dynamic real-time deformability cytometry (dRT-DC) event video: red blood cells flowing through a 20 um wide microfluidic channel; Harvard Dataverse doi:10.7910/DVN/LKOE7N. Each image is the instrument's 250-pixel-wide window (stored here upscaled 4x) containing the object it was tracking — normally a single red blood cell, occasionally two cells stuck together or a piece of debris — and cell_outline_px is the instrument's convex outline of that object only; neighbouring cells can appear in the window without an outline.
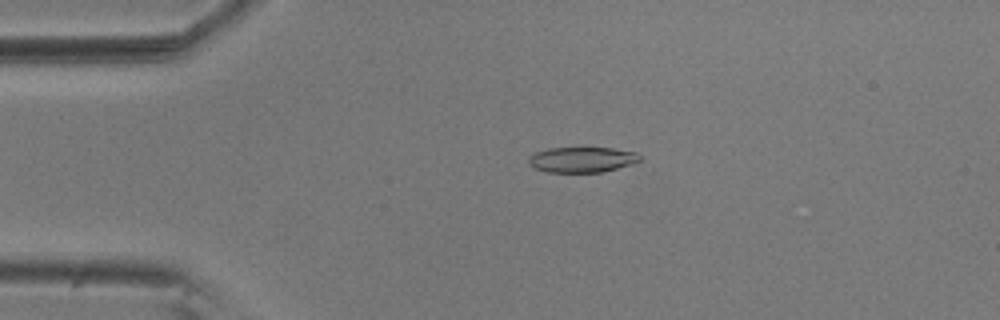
{"species": "common noctule bat (a hibernating species)", "species_latin": "Nyctalus noctula", "temperature_condition": "room temperature", "stored_images_in_passage": 55, "camera_frame_rate_fps": 3000, "um_per_image_px": 0.085, "animal": {"sex": "male", "body_mass_g": 20.5, "forearm_length_mm": 52.5}, "frame": {"image": 1, "passage_image": 12, "time_ms": 3.667, "image_size_px": [1000, 320], "cell_outline_px": [[640, 160], [632, 164], [600, 172], [548, 172], [536, 168], [528, 164], [528, 156], [536, 152], [548, 148], [612, 148], [636, 152], [640, 156]], "centroid_in_image_um": [49.44, 13.56], "position_along_channel_um": 35.6, "area_um2": 16.36}}
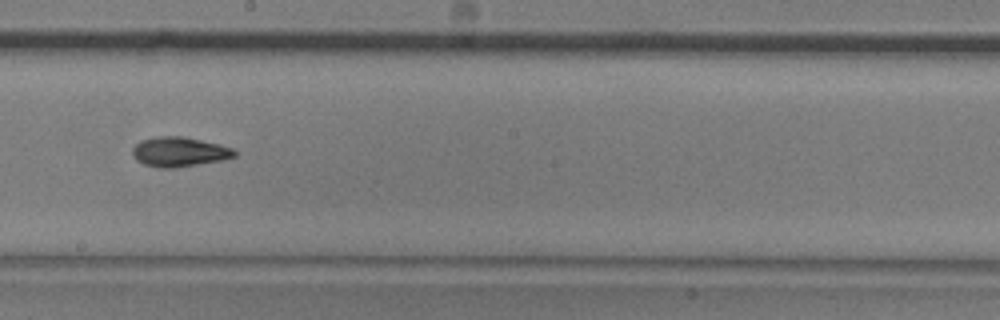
{"frame": {"image": 2, "passage_image": 31, "time_ms": 10.0, "image_size_px": [1000, 320], "cell_outline_px": [[236, 156], [224, 160], [176, 168], [160, 168], [144, 164], [136, 160], [132, 156], [132, 148], [140, 140], [156, 136], [184, 136], [220, 144], [232, 148], [236, 152]], "centroid_in_image_um": [15.23, 12.9], "position_along_channel_um": 233.0, "area_um2": 17.92}}
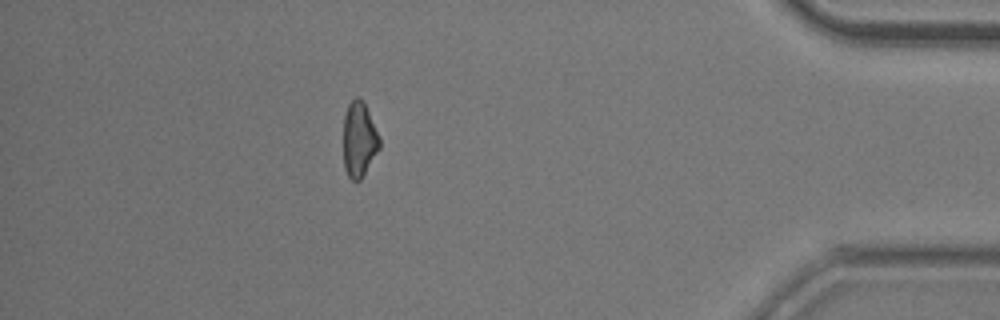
{"frame": {"image": 3, "passage_image": 49, "time_ms": 16.0, "image_size_px": [1000, 320], "cell_outline_px": [[380, 148], [360, 180], [352, 180], [348, 176], [344, 168], [344, 116], [348, 104], [356, 96], [364, 100], [380, 136]], "centroid_in_image_um": [30.54, 11.82], "position_along_channel_um": 404.7, "area_um2": 15.95}, "authors_computed_cell_mechanics": {"area_um2": 16.8776, "velocity_mm_per_s": 3.6479, "shape_relaxation_time_tau1_ms": 4.2923, "shape_relaxation_time_tau2_ms": 6.9521, "deformation_change_tau1": 0.1421, "deformation_change_tau2": 0.1308}}